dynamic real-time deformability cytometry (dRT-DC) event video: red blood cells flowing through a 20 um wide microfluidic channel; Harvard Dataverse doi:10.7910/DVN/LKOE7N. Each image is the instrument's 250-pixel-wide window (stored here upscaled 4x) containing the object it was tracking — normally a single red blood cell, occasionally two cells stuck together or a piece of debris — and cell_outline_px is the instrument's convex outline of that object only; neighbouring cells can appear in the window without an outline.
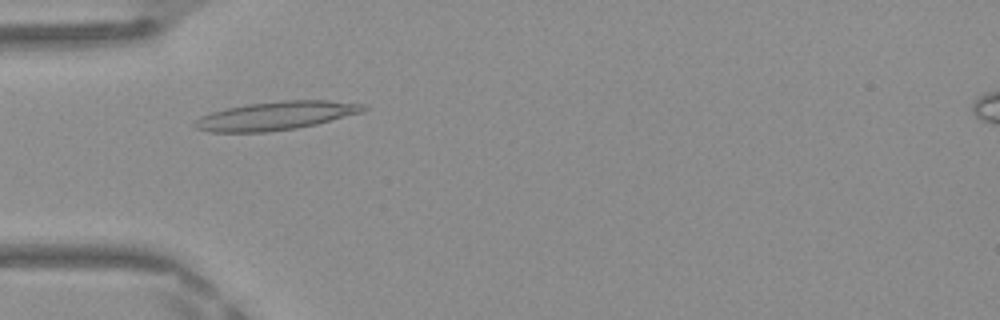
{"species": "Egyptian fruit bat (a non-hibernating species)", "species_latin": "Rousettus aegyptiacus", "temperature_condition": "warm", "stored_images_in_passage": 36, "camera_frame_rate_fps": 3000, "um_per_image_px": 0.085, "frame": {"image": 1, "passage_image": 3, "time_ms": 0.667, "image_size_px": [1000, 320], "cell_outline_px": [[368, 108], [364, 112], [316, 124], [296, 128], [268, 132], [208, 132], [196, 128], [192, 124], [200, 116], [212, 112], [228, 108], [248, 104], [280, 100], [328, 100], [364, 104]], "centroid_in_image_um": [23.47, 9.83], "position_along_channel_um": 61.5, "area_um2": 28.03}}
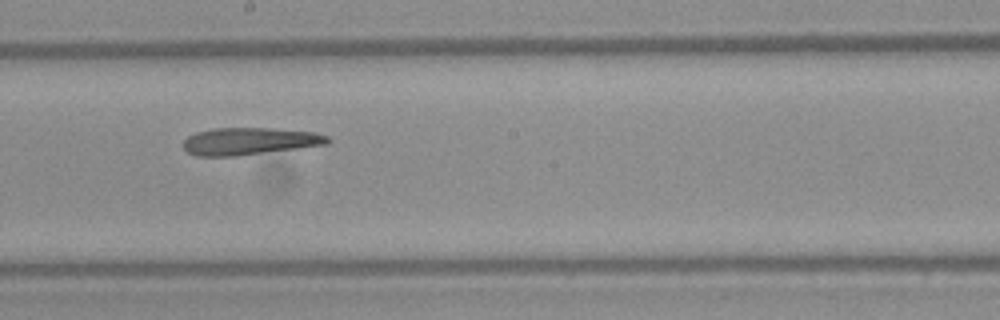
{"frame": {"image": 2, "passage_image": 15, "time_ms": 4.667, "image_size_px": [1000, 320], "cell_outline_px": [[332, 140], [328, 144], [236, 156], [196, 156], [188, 152], [184, 148], [184, 140], [188, 136], [196, 132], [212, 128], [272, 128], [312, 132], [328, 136]], "centroid_in_image_um": [21.2, 12.0], "position_along_channel_um": 227.0, "area_um2": 22.83}}
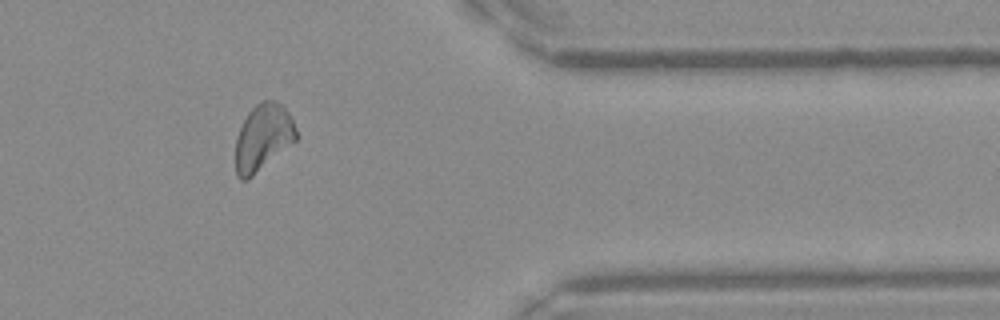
{"frame": {"image": 3, "passage_image": 28, "time_ms": 9.0, "image_size_px": [1000, 320], "cell_outline_px": [[300, 136], [296, 140], [248, 180], [240, 180], [236, 176], [236, 136], [248, 112], [256, 104], [264, 100], [276, 100], [284, 104], [292, 116]], "centroid_in_image_um": [22.39, 11.65], "position_along_channel_um": 389.0, "area_um2": 23.93}}